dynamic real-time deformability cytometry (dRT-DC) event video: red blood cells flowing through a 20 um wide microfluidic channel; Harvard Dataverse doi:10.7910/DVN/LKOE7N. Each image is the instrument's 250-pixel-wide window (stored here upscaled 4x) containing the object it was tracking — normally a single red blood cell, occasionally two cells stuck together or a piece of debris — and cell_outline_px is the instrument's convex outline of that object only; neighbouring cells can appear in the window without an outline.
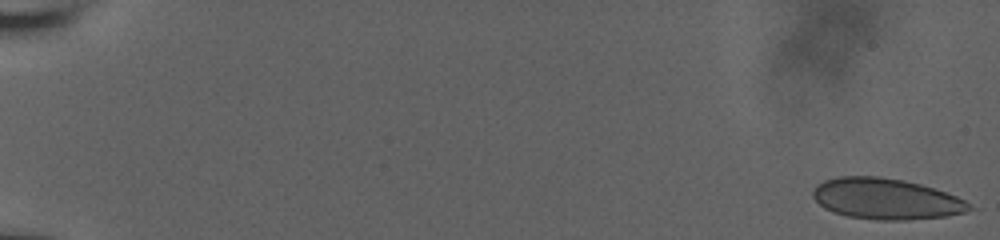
{"species": "human", "species_latin": "Homo sapiens", "temperature_condition": "room temperature", "stored_images_in_passage": 10, "camera_frame_rate_fps": 3000, "um_per_image_px": 0.085, "donor": {"sex": "male"}, "frame": {"image": 1, "passage_image": 1, "time_ms": 0.0, "image_size_px": [1000, 240], "cell_outline_px": [[972, 208], [964, 212], [944, 216], [908, 220], [876, 220], [848, 216], [832, 212], [824, 208], [812, 196], [812, 192], [816, 184], [824, 180], [840, 176], [880, 176], [904, 180], [920, 184], [956, 196], [972, 204]], "centroid_in_image_um": [75.27, 16.9], "position_along_channel_um": 9.7, "area_um2": 37.28}}